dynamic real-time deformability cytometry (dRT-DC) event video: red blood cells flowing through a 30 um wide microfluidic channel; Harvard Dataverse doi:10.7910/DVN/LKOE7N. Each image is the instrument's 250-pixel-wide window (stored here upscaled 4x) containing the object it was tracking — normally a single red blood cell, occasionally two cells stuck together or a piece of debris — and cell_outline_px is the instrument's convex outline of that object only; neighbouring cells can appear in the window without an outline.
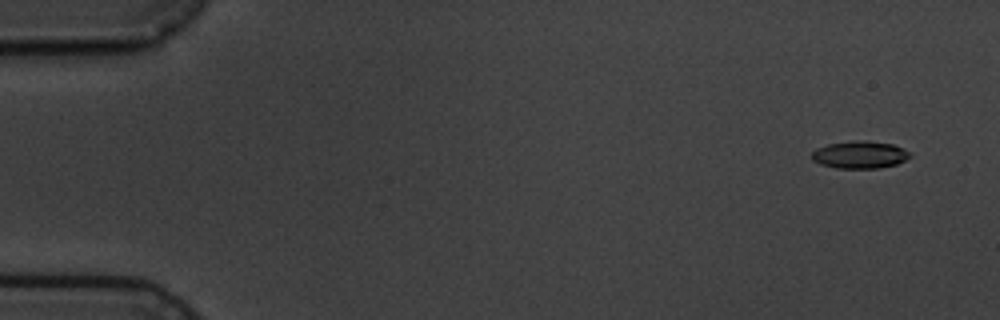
{"species": "common noctule bat (a hibernating species)", "species_latin": "Nyctalus noctula", "temperature_condition": "cold", "stored_images_in_passage": 5, "camera_frame_rate_fps": 3000, "um_per_image_px": 0.085, "animal": {"sex": "male", "body_mass_g": 19.5, "forearm_length_mm": 54.6}, "frame": {"image": 1, "passage_image": 1, "time_ms": 0.0, "image_size_px": [1000, 320], "cell_outline_px": [[912, 156], [896, 164], [880, 168], [836, 168], [820, 164], [812, 160], [812, 152], [816, 148], [828, 144], [852, 140], [864, 140], [892, 144], [912, 152]], "centroid_in_image_um": [73.08, 13.15], "position_along_channel_um": 11.9, "area_um2": 15.78}}
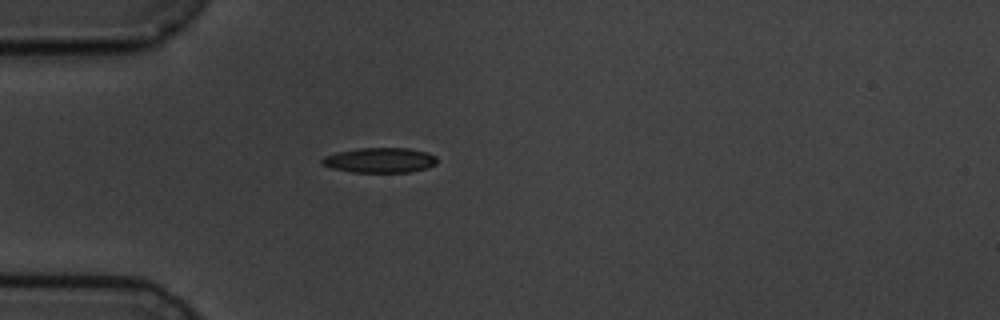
{"frame": {"image": 2, "passage_image": 5, "time_ms": 4.333, "image_size_px": [1000, 320], "cell_outline_px": [[436, 164], [428, 168], [408, 172], [352, 172], [332, 168], [320, 164], [320, 160], [324, 156], [336, 152], [356, 148], [408, 148], [428, 152], [436, 156]], "centroid_in_image_um": [32.27, 13.61], "position_along_channel_um": 52.7, "area_um2": 16.94}}